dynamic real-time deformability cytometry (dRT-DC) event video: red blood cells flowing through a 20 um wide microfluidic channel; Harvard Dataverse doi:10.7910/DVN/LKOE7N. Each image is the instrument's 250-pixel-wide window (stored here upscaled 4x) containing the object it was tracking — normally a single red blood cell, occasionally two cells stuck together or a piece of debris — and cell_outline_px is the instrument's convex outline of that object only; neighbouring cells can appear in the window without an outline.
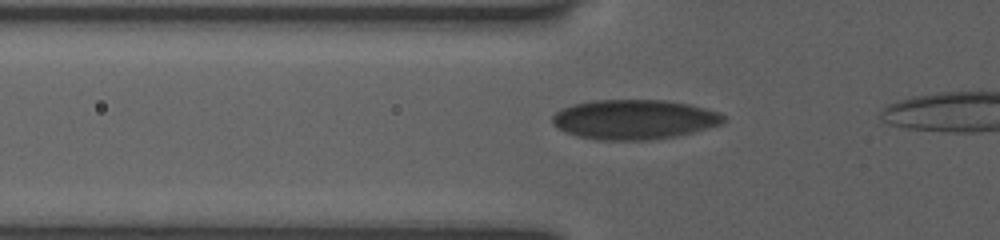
{"species": "human", "species_latin": "Homo sapiens", "temperature_condition": "room temperature", "stored_images_in_passage": 8, "camera_frame_rate_fps": 3000, "um_per_image_px": 0.085, "donor": {"sex": "female"}, "frame": {"image": 1, "passage_image": 5, "time_ms": 1.333, "image_size_px": [1000, 240], "cell_outline_px": [[724, 120], [720, 124], [692, 132], [676, 136], [648, 140], [596, 140], [580, 136], [568, 132], [552, 124], [552, 116], [556, 112], [572, 104], [592, 100], [664, 100], [688, 104], [704, 108], [716, 112], [724, 116]], "centroid_in_image_um": [53.87, 10.15], "position_along_channel_um": 71.9, "area_um2": 39.19}}